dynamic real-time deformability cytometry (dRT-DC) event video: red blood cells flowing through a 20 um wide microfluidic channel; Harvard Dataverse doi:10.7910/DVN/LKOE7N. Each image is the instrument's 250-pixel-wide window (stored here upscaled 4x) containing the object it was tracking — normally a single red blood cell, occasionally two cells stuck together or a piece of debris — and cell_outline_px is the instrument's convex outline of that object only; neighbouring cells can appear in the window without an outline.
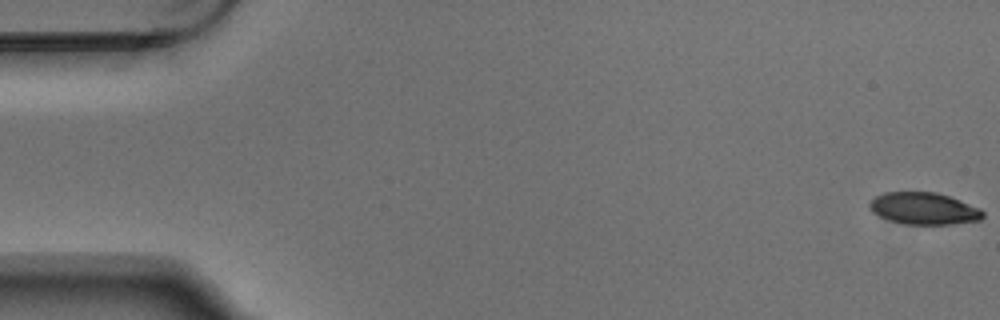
{"species": "Egyptian fruit bat (a non-hibernating species)", "species_latin": "Rousettus aegyptiacus", "temperature_condition": "warm", "stored_images_in_passage": 5, "camera_frame_rate_fps": 3000, "um_per_image_px": 0.085, "animal": {"sex": "male"}, "frame": {"image": 1, "passage_image": 1, "time_ms": 0.0, "image_size_px": [1000, 320], "cell_outline_px": [[984, 216], [980, 220], [948, 224], [908, 224], [888, 220], [872, 212], [868, 208], [868, 204], [876, 196], [884, 192], [936, 192], [960, 200], [980, 208], [984, 212]], "centroid_in_image_um": [78.51, 17.72], "position_along_channel_um": 6.5, "area_um2": 21.04}}
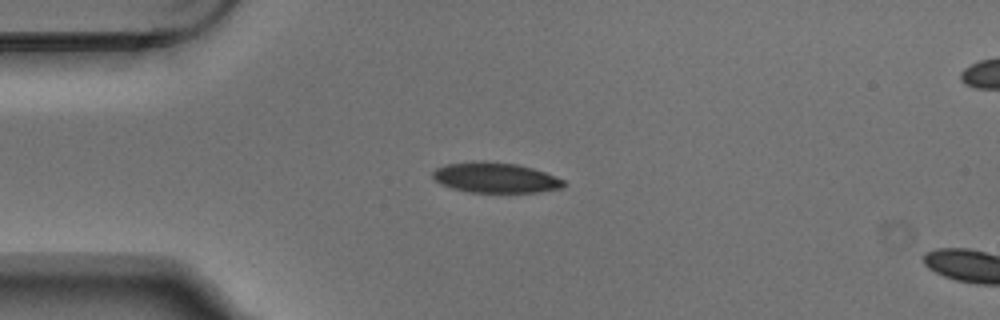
{"frame": {"image": 2, "passage_image": 4, "time_ms": 1.0, "image_size_px": [1000, 320], "cell_outline_px": [[568, 184], [564, 188], [540, 192], [468, 192], [452, 188], [440, 184], [432, 176], [432, 172], [436, 168], [448, 164], [472, 160], [480, 160], [516, 164], [532, 168], [544, 172], [564, 180]], "centroid_in_image_um": [42.12, 15.1], "position_along_channel_um": 42.9, "area_um2": 23.29}}